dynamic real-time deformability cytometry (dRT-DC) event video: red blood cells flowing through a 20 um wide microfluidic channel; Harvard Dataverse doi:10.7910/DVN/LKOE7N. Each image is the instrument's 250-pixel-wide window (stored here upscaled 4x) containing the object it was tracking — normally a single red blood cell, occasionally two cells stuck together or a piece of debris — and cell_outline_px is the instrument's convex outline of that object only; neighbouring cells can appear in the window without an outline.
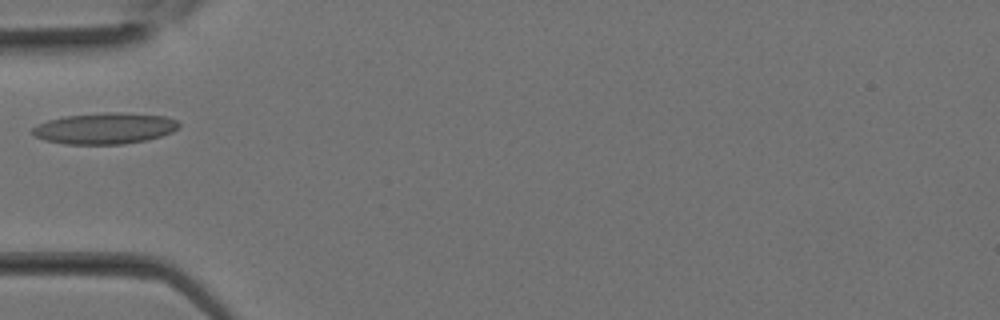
{"species": "Egyptian fruit bat (a non-hibernating species)", "species_latin": "Rousettus aegyptiacus", "temperature_condition": "room temperature", "stored_images_in_passage": 22, "camera_frame_rate_fps": 3000, "um_per_image_px": 0.085, "animal": {"sex": "female"}, "frame": {"image": 1, "passage_image": 1, "time_ms": 0.0, "image_size_px": [1000, 320], "cell_outline_px": [[180, 128], [172, 132], [148, 140], [124, 144], [64, 144], [44, 140], [36, 136], [32, 132], [32, 128], [36, 124], [48, 120], [64, 116], [104, 112], [120, 112], [164, 116], [176, 120], [180, 124]], "centroid_in_image_um": [8.91, 10.91], "position_along_channel_um": 76.1, "area_um2": 26.76}}
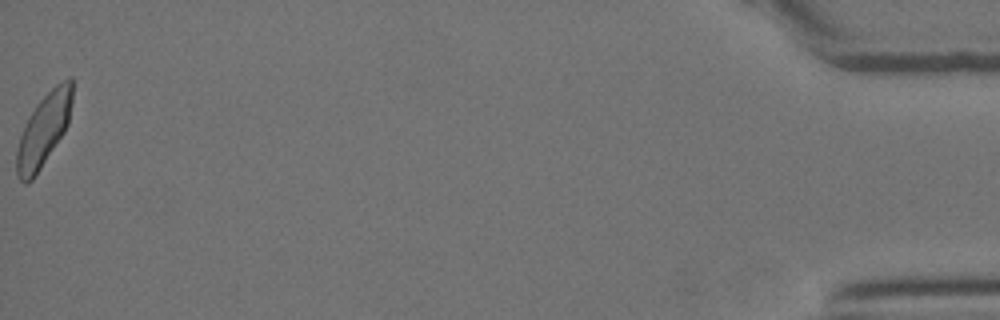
{"frame": {"image": 2, "passage_image": 22, "time_ms": 7.0, "image_size_px": [1000, 320], "cell_outline_px": [[72, 100], [68, 124], [64, 132], [32, 180], [24, 184], [16, 176], [16, 152], [20, 136], [28, 116], [36, 104], [60, 80], [68, 76], [72, 76]], "centroid_in_image_um": [3.71, 11.01], "position_along_channel_um": 431.5, "area_um2": 23.47}}